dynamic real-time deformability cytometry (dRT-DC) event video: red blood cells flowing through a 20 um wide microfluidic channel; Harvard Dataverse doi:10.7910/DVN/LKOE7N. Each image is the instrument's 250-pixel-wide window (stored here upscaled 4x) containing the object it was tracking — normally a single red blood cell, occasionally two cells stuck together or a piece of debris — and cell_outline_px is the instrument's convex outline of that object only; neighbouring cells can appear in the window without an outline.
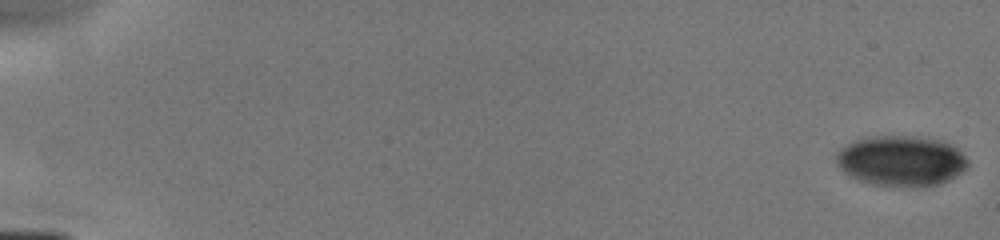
{"species": "human", "species_latin": "Homo sapiens", "temperature_condition": "cold", "stored_images_in_passage": 8, "camera_frame_rate_fps": 3000, "um_per_image_px": 0.085, "donor": {"sex": "male"}, "frame": {"image": 1, "passage_image": 1, "time_ms": 0.0, "image_size_px": [1000, 240], "cell_outline_px": [[968, 168], [948, 180], [940, 184], [924, 188], [908, 188], [872, 184], [856, 180], [848, 176], [836, 164], [836, 152], [840, 148], [856, 140], [872, 136], [912, 136], [940, 140], [956, 148], [968, 160]], "centroid_in_image_um": [76.58, 13.71], "position_along_channel_um": 8.4, "area_um2": 39.19}}
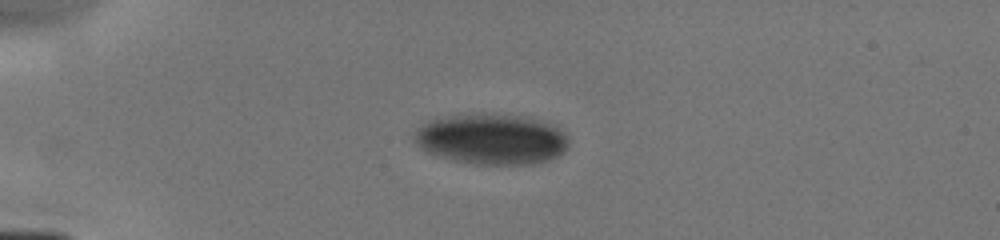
{"frame": {"image": 2, "passage_image": 6, "time_ms": 4.333, "image_size_px": [1000, 240], "cell_outline_px": [[568, 148], [564, 152], [548, 160], [532, 164], [476, 164], [452, 160], [436, 156], [428, 152], [416, 144], [412, 136], [412, 132], [416, 128], [428, 120], [444, 116], [476, 112], [484, 112], [532, 116], [556, 124], [564, 128], [568, 136]], "centroid_in_image_um": [41.81, 11.77], "position_along_channel_um": 43.2, "area_um2": 47.16}}